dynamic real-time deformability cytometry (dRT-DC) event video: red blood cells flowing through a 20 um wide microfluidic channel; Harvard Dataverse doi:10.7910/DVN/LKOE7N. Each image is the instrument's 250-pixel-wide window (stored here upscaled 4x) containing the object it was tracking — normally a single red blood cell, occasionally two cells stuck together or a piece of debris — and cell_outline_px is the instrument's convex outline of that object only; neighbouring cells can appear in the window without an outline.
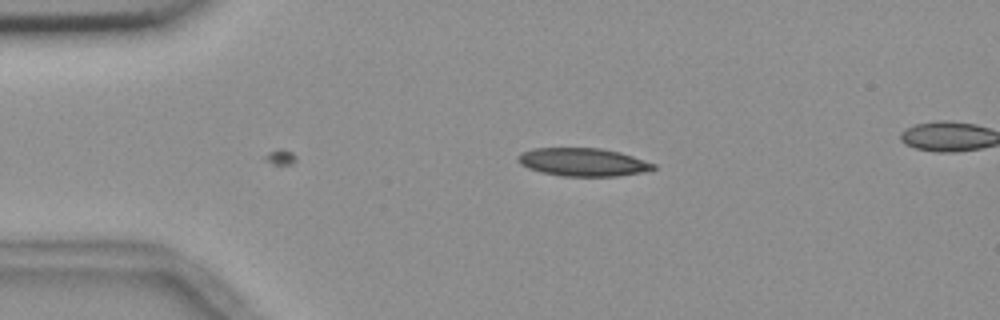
{"species": "common noctule bat (a hibernating species)", "species_latin": "Nyctalus noctula", "temperature_condition": "room temperature", "stored_images_in_passage": 18, "camera_frame_rate_fps": 3000, "um_per_image_px": 0.085, "animal": {"sex": "female", "body_mass_g": 18.4}, "frame": {"image": 1, "passage_image": 18, "time_ms": 5.667, "image_size_px": [1000, 320], "cell_outline_px": [[656, 168], [644, 172], [620, 176], [564, 176], [540, 172], [528, 168], [520, 164], [516, 160], [516, 156], [520, 152], [532, 148], [600, 148], [620, 152], [656, 164]], "centroid_in_image_um": [49.52, 13.78], "position_along_channel_um": 35.5, "area_um2": 22.37}}